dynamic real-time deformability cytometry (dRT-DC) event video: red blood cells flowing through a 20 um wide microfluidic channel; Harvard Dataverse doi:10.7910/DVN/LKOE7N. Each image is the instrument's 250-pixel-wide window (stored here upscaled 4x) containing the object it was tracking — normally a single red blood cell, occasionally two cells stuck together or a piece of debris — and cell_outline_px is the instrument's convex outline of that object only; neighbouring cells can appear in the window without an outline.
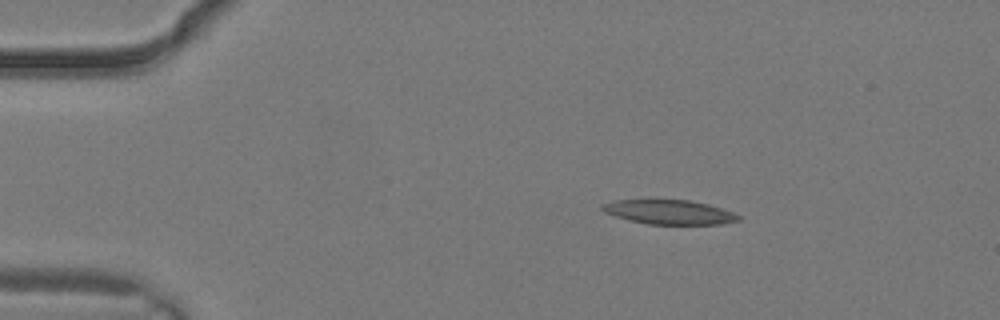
{"species": "common noctule bat (a hibernating species)", "species_latin": "Nyctalus noctula", "temperature_condition": "warm", "stored_images_in_passage": 2, "camera_frame_rate_fps": 3000, "um_per_image_px": 0.085, "animal": {"sex": "male", "body_mass_g": 19.2, "forearm_length_mm": 51.8}, "frame": {"image": 1, "passage_image": 1, "time_ms": 0.0, "image_size_px": [1000, 320], "cell_outline_px": [[740, 220], [720, 224], [648, 224], [628, 220], [604, 212], [600, 208], [600, 204], [612, 200], [688, 200], [708, 204], [732, 212], [740, 216]], "centroid_in_image_um": [56.83, 18.02], "position_along_channel_um": 28.2, "area_um2": 19.25}}
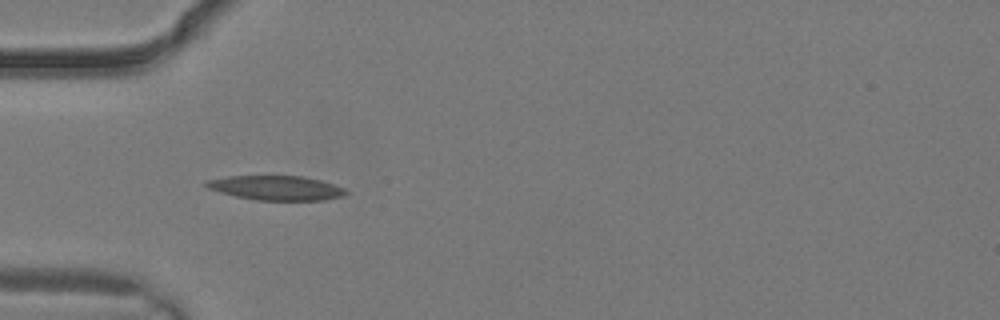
{"frame": {"image": 2, "passage_image": 2, "time_ms": 0.333, "image_size_px": [1000, 320], "cell_outline_px": [[348, 192], [344, 196], [324, 200], [256, 200], [236, 196], [220, 192], [208, 188], [204, 184], [204, 180], [228, 176], [304, 176], [320, 180], [344, 188]], "centroid_in_image_um": [23.46, 15.97], "position_along_channel_um": 61.5, "area_um2": 19.88}}